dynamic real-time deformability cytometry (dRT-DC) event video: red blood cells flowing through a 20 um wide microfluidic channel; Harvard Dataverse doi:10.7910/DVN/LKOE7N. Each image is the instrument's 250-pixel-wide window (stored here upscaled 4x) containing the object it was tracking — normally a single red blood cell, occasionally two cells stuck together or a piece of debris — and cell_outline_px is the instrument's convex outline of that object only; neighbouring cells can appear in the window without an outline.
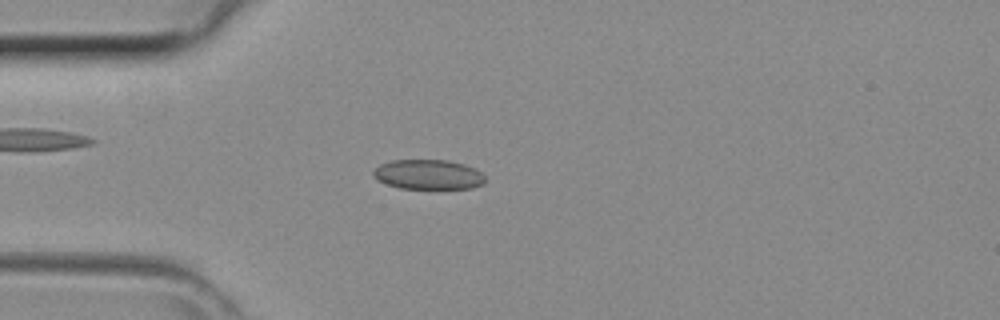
{"species": "common noctule bat (a hibernating species)", "species_latin": "Nyctalus noctula", "temperature_condition": "room temperature", "stored_images_in_passage": 42, "camera_frame_rate_fps": 3000, "um_per_image_px": 0.085, "animal": {"sex": "female", "body_mass_g": 29.2, "forearm_length_mm": 56.3}, "frame": {"image": 1, "passage_image": 11, "time_ms": 3.333, "image_size_px": [1000, 320], "cell_outline_px": [[488, 180], [484, 184], [472, 188], [400, 188], [376, 180], [372, 172], [380, 164], [392, 160], [448, 160], [464, 164], [476, 168]], "centroid_in_image_um": [36.44, 14.83], "position_along_channel_um": 48.6, "area_um2": 19.48}}
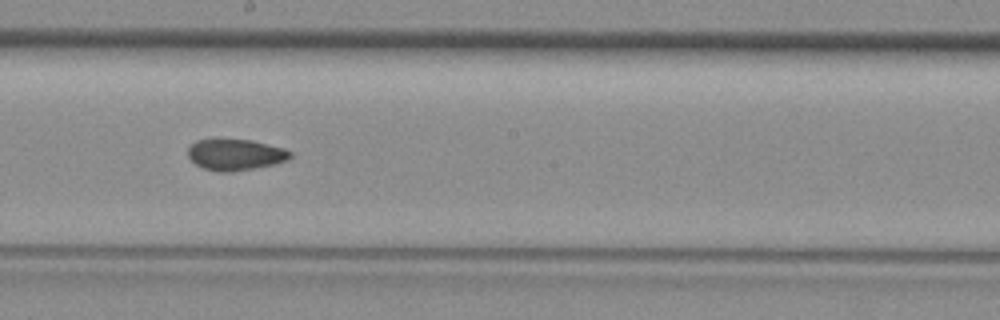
{"frame": {"image": 2, "passage_image": 23, "time_ms": 7.333, "image_size_px": [1000, 320], "cell_outline_px": [[292, 156], [288, 160], [276, 164], [232, 172], [220, 172], [204, 168], [196, 164], [188, 156], [188, 148], [196, 140], [252, 140], [284, 148], [292, 152]], "centroid_in_image_um": [20.05, 13.15], "position_along_channel_um": 228.2, "area_um2": 18.5}}
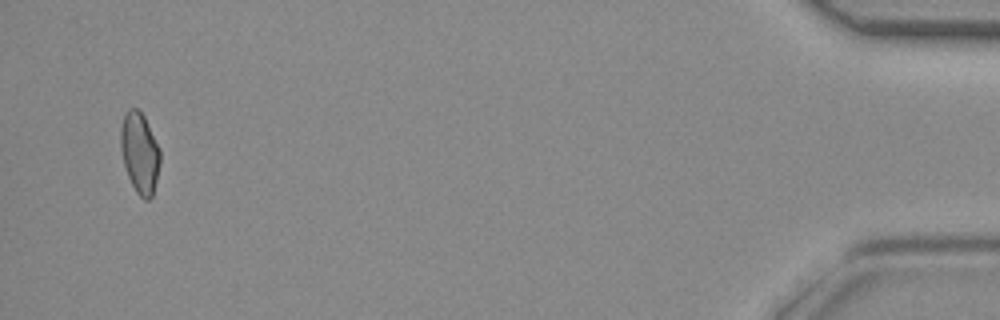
{"frame": {"image": 3, "passage_image": 41, "time_ms": 13.333, "image_size_px": [1000, 320], "cell_outline_px": [[160, 160], [156, 180], [152, 196], [148, 200], [144, 200], [136, 192], [128, 176], [124, 164], [120, 148], [120, 128], [124, 116], [128, 108], [136, 108], [144, 116], [160, 148]], "centroid_in_image_um": [11.87, 12.98], "position_along_channel_um": 423.3, "area_um2": 18.5}}